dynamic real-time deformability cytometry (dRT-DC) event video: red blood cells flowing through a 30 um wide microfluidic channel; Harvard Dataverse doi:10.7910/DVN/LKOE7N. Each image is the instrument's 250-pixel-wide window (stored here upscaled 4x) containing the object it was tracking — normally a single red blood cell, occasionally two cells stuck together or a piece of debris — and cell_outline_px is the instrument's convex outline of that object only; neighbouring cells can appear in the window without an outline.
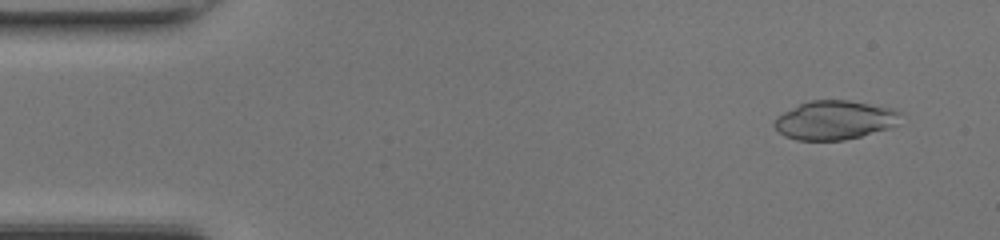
{"species": "common noctule bat (a hibernating species)", "species_latin": "Nyctalus noctula", "temperature_condition": "room temperature", "stored_images_in_passage": 47, "camera_frame_rate_fps": 3000, "um_per_image_px": 0.085, "animal": {"sex": "female", "body_mass_g": 17.0, "forearm_length_mm": 48.0}, "frame": {"image": 1, "passage_image": 3, "time_ms": 0.667, "image_size_px": [1000, 240], "cell_outline_px": [[900, 112], [896, 124], [888, 128], [860, 136], [844, 140], [796, 140], [784, 136], [772, 124], [776, 116], [800, 104], [812, 100], [848, 100], [888, 108]], "centroid_in_image_um": [70.87, 10.22], "position_along_channel_um": 14.1, "area_um2": 28.15}}
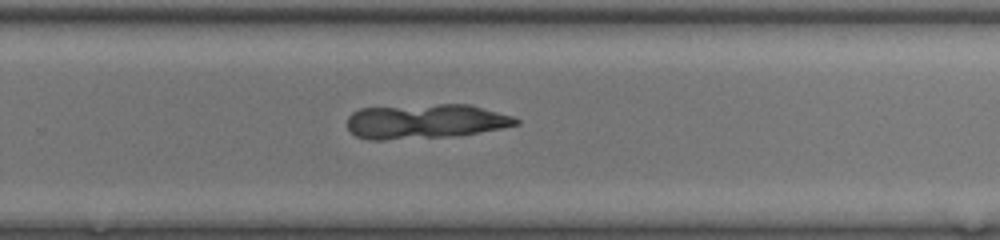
{"frame": {"image": 2, "passage_image": 30, "time_ms": 9.667, "image_size_px": [1000, 240], "cell_outline_px": [[520, 124], [480, 132], [456, 136], [384, 140], [368, 140], [356, 136], [348, 128], [348, 116], [352, 112], [360, 108], [440, 104], [468, 104], [512, 116], [520, 120]], "centroid_in_image_um": [36.14, 10.32], "position_along_channel_um": 293.7, "area_um2": 34.04}}
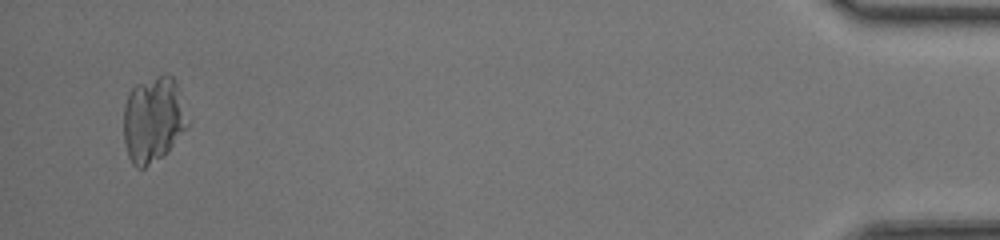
{"frame": {"image": 3, "passage_image": 45, "time_ms": 14.667, "image_size_px": [1000, 240], "cell_outline_px": [[192, 120], [168, 152], [164, 156], [144, 168], [136, 168], [132, 164], [128, 156], [124, 140], [124, 104], [128, 92], [136, 84], [164, 72], [168, 72], [176, 80]], "centroid_in_image_um": [13.07, 10.12], "position_along_channel_um": 422.1, "area_um2": 33.12}}